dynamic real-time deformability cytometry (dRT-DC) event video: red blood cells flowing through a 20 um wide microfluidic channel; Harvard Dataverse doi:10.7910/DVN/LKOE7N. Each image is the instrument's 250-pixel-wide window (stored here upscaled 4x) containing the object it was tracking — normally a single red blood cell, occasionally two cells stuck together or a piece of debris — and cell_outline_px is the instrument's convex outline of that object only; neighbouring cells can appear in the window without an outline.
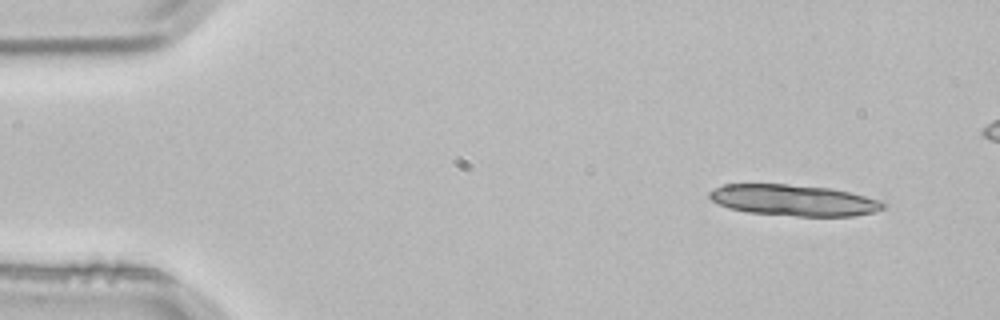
{"species": "common noctule bat (a hibernating species)", "species_latin": "Nyctalus noctula", "temperature_condition": "room temperature", "stored_images_in_passage": 4, "camera_frame_rate_fps": 3000, "um_per_image_px": 0.085, "animal": {"sex": "male", "body_mass_g": 21.5, "forearm_length_mm": 52.0}, "frame": {"image": 1, "passage_image": 1, "time_ms": 0.0, "image_size_px": [1000, 320], "cell_outline_px": [[884, 208], [876, 212], [852, 216], [796, 216], [748, 212], [728, 208], [712, 200], [708, 196], [708, 192], [712, 188], [724, 184], [788, 184], [832, 188], [880, 200], [884, 204]], "centroid_in_image_um": [67.43, 17.02], "position_along_channel_um": 17.6, "area_um2": 31.56}}